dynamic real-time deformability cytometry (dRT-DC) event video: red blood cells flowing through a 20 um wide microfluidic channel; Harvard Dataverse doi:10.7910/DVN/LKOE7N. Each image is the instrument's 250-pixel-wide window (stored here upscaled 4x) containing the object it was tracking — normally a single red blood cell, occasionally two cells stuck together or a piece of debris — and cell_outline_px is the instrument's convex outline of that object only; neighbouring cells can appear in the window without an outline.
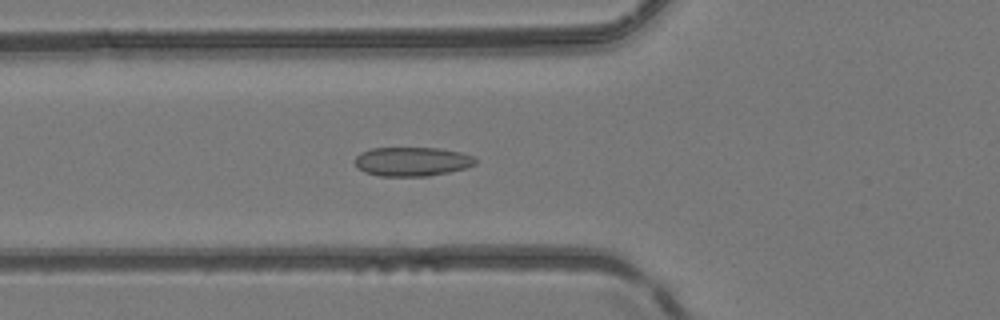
{"species": "common noctule bat (a hibernating species)", "species_latin": "Nyctalus noctula", "temperature_condition": "room temperature", "stored_images_in_passage": 41, "camera_frame_rate_fps": 3000, "um_per_image_px": 0.085, "animal": {"sex": "female", "body_mass_g": 24.6, "forearm_length_mm": 56.2}, "frame": {"image": 1, "passage_image": 18, "time_ms": 5.667, "image_size_px": [1000, 320], "cell_outline_px": [[476, 164], [464, 168], [448, 172], [428, 176], [380, 176], [364, 172], [356, 168], [356, 156], [360, 152], [372, 148], [440, 148], [460, 152], [472, 156], [476, 160]], "centroid_in_image_um": [35.0, 13.73], "position_along_channel_um": 90.8, "area_um2": 20.4}}
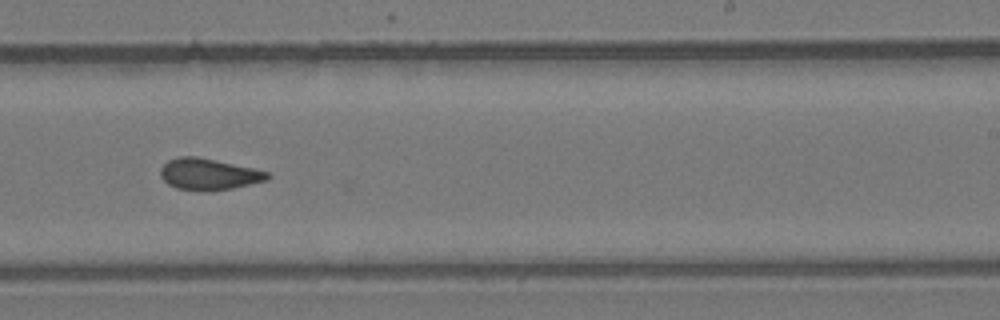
{"frame": {"image": 2, "passage_image": 31, "time_ms": 10.0, "image_size_px": [1000, 320], "cell_outline_px": [[272, 176], [268, 180], [232, 188], [212, 192], [200, 192], [176, 188], [168, 184], [160, 176], [160, 168], [168, 160], [180, 156], [196, 156], [216, 160], [252, 168], [268, 172]], "centroid_in_image_um": [17.72, 14.82], "position_along_channel_um": 271.3, "area_um2": 19.83}}
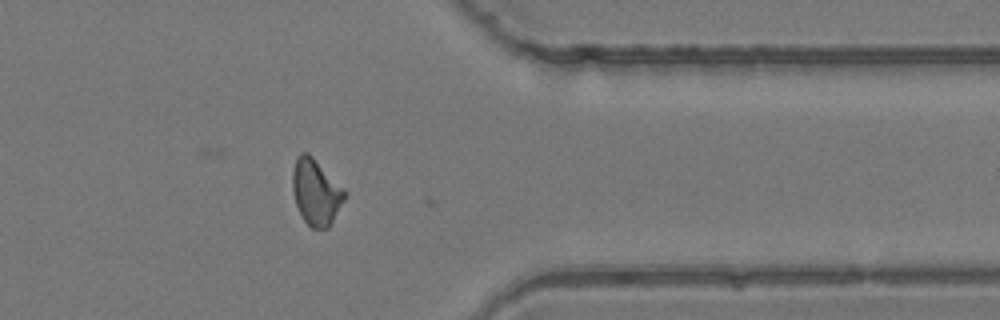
{"frame": {"image": 3, "passage_image": 40, "time_ms": 13.0, "image_size_px": [1000, 320], "cell_outline_px": [[348, 192], [344, 200], [328, 228], [312, 228], [304, 220], [296, 204], [292, 188], [292, 172], [296, 156], [300, 152], [308, 152]], "centroid_in_image_um": [26.85, 16.29], "position_along_channel_um": 384.6, "area_um2": 19.94}, "authors_computed_cell_mechanics": {"area_um2": 20.0566, "velocity_mm_per_s": 4.1547, "shape_relaxation_time_tau1_ms": null, "shape_relaxation_time_tau2_ms": 1.7403, "deformation_change_tau1": null, "deformation_change_tau2": 0.0877}}